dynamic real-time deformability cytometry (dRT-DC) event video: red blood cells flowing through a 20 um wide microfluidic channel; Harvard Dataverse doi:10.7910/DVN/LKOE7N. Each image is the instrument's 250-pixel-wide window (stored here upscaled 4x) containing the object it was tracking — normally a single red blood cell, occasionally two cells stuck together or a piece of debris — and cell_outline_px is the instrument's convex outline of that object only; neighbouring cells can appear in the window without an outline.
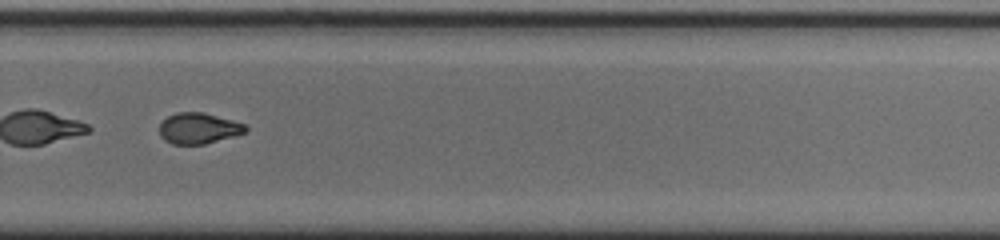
{"species": "common noctule bat (a hibernating species)", "species_latin": "Nyctalus noctula", "temperature_condition": "cold", "stored_images_in_passage": 52, "segment_of_instrument_passage": [2, 2], "camera_frame_rate_fps": 3000, "um_per_image_px": 0.085, "animal": {"sex": "male", "body_mass_g": 20.0, "forearm_length_mm": 53.3}, "frame": {"image": 1, "passage_image": 35, "time_ms": 11.333, "image_size_px": [1000, 240], "cell_outline_px": [[248, 132], [236, 136], [204, 144], [172, 144], [164, 140], [160, 136], [160, 124], [168, 116], [176, 112], [204, 112], [232, 120], [244, 124], [248, 128]], "centroid_in_image_um": [16.9, 10.91], "position_along_channel_um": 312.9, "area_um2": 15.61}}